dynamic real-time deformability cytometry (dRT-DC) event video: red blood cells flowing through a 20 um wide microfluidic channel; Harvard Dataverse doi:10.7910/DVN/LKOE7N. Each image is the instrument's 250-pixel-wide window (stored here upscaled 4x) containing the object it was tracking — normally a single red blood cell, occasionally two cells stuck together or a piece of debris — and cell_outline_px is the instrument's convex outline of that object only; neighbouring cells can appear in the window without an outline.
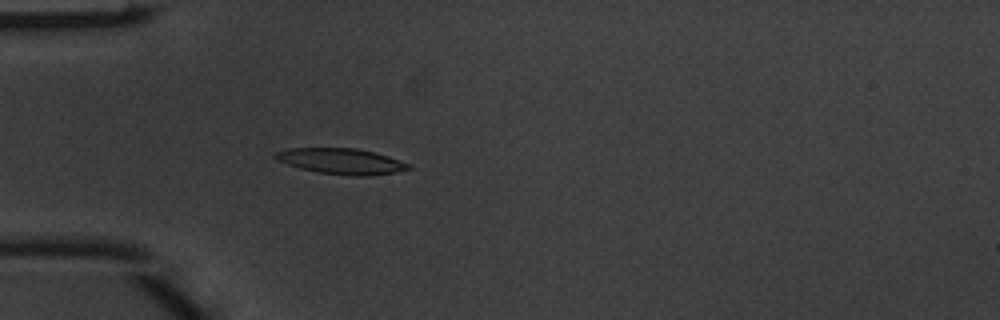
{"species": "common noctule bat (a hibernating species)", "species_latin": "Nyctalus noctula", "temperature_condition": "warm", "stored_images_in_passage": 3, "camera_frame_rate_fps": 3000, "um_per_image_px": 0.085, "animal": {"sex": "male", "body_mass_g": 20.1, "forearm_length_mm": 53.5}, "frame": {"image": 1, "passage_image": 3, "time_ms": 0.667, "image_size_px": [1000, 320], "cell_outline_px": [[412, 168], [396, 172], [368, 176], [352, 176], [316, 172], [300, 168], [276, 160], [272, 156], [276, 152], [288, 148], [356, 148], [376, 152], [388, 156], [408, 164]], "centroid_in_image_um": [28.98, 13.7], "position_along_channel_um": 56.0, "area_um2": 20.0}}